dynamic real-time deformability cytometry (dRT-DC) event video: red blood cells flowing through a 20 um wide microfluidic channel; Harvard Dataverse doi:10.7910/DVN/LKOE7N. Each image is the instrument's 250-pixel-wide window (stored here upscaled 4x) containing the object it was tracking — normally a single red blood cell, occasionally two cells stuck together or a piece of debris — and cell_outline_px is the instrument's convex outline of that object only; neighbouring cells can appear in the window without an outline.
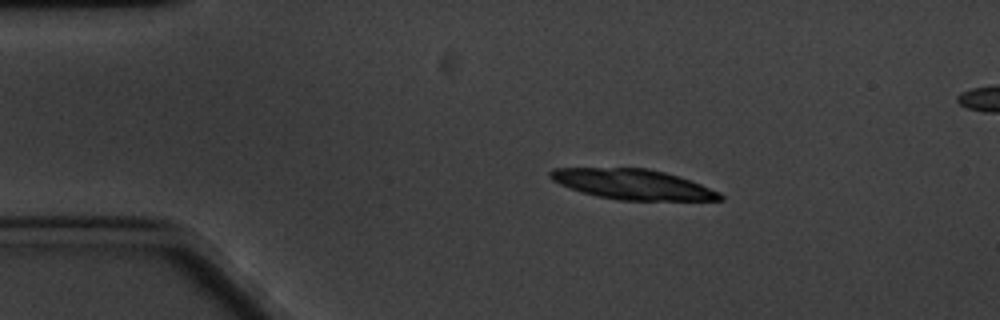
{"species": "common noctule bat (a hibernating species)", "species_latin": "Nyctalus noctula", "temperature_condition": "cold", "stored_images_in_passage": 32, "camera_frame_rate_fps": 3000, "um_per_image_px": 0.085, "animal": {"sex": "male", "body_mass_g": 20.1, "forearm_length_mm": 53.5}, "frame": {"image": 1, "passage_image": 10, "time_ms": 3.0, "image_size_px": [1000, 320], "cell_outline_px": [[724, 200], [620, 200], [596, 196], [560, 184], [552, 180], [548, 176], [548, 172], [552, 168], [648, 168], [664, 172], [700, 184], [720, 192], [724, 196]], "centroid_in_image_um": [53.77, 15.66], "position_along_channel_um": 31.2, "area_um2": 29.54}}